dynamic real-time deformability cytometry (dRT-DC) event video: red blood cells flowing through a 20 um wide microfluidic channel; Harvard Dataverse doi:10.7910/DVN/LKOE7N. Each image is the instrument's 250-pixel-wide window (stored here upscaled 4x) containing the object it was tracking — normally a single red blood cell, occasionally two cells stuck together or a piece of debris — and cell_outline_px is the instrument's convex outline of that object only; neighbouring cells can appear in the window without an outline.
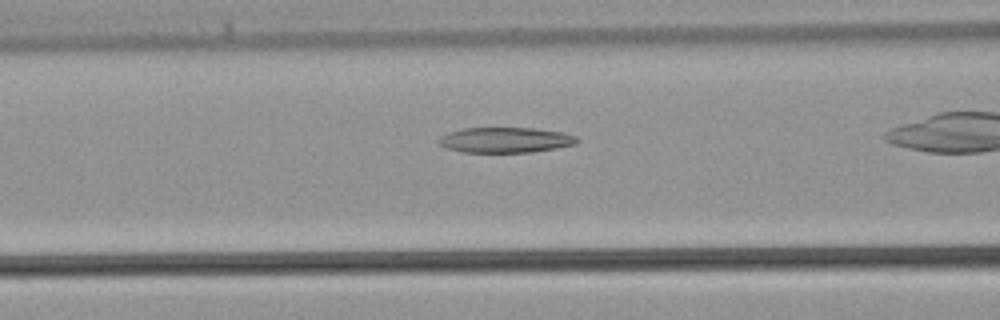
{"species": "common noctule bat (a hibernating species)", "species_latin": "Nyctalus noctula", "temperature_condition": "warm", "stored_images_in_passage": 23, "camera_frame_rate_fps": 3000, "um_per_image_px": 0.085, "animal": {"sex": "male", "body_mass_g": 21.5, "forearm_length_mm": 52.0}, "frame": {"image": 1, "passage_image": 7, "time_ms": 2.0, "image_size_px": [1000, 320], "cell_outline_px": [[580, 140], [576, 144], [556, 148], [532, 152], [460, 152], [448, 148], [440, 144], [436, 140], [440, 136], [448, 132], [460, 128], [532, 128], [560, 132], [576, 136]], "centroid_in_image_um": [42.93, 11.9], "position_along_channel_um": 123.7, "area_um2": 20.46}}